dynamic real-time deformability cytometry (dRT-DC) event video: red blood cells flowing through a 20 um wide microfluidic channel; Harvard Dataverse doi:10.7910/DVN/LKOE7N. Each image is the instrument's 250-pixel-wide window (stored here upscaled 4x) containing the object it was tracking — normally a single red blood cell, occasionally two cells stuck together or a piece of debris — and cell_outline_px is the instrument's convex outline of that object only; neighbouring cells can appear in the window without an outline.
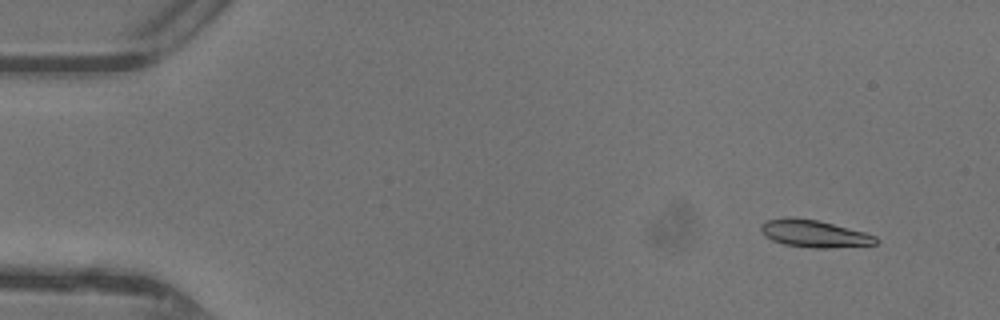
{"species": "common noctule bat (a hibernating species)", "species_latin": "Nyctalus noctula", "temperature_condition": "warm", "stored_images_in_passage": 44, "camera_frame_rate_fps": 3000, "um_per_image_px": 0.085, "animal": {"sex": "female"}, "frame": {"image": 1, "passage_image": 1, "time_ms": 0.0, "image_size_px": [1000, 320], "cell_outline_px": [[880, 240], [876, 244], [828, 248], [812, 248], [784, 244], [772, 240], [764, 236], [760, 228], [760, 224], [768, 220], [784, 216], [792, 216], [816, 220], [864, 232], [876, 236]], "centroid_in_image_um": [69.17, 19.85], "position_along_channel_um": 15.8, "area_um2": 18.32}}
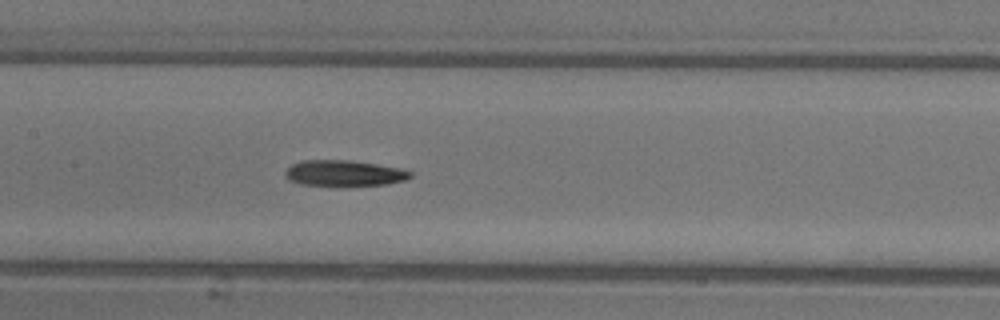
{"frame": {"image": 2, "passage_image": 20, "time_ms": 6.333, "image_size_px": [1000, 320], "cell_outline_px": [[412, 176], [404, 180], [388, 184], [336, 188], [300, 184], [284, 176], [284, 172], [292, 164], [304, 160], [352, 160], [404, 168], [412, 172]], "centroid_in_image_um": [29.28, 14.75], "position_along_channel_um": 178.1, "area_um2": 19.71}}
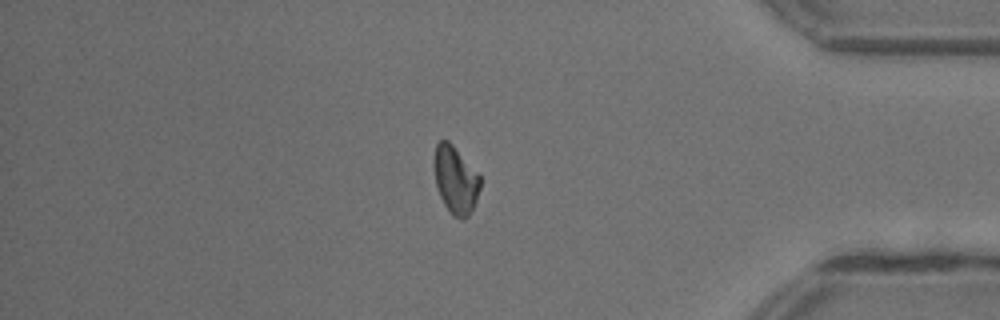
{"frame": {"image": 3, "passage_image": 37, "time_ms": 12.0, "image_size_px": [1000, 320], "cell_outline_px": [[480, 188], [476, 200], [468, 216], [464, 220], [452, 216], [444, 204], [440, 196], [436, 184], [432, 164], [436, 144], [440, 140], [448, 140], [452, 144], [480, 176]], "centroid_in_image_um": [38.69, 15.29], "position_along_channel_um": 396.5, "area_um2": 18.15}, "authors_computed_cell_mechanics": {"area_um2": 18.6405, "velocity_mm_per_s": 4.4074, "shape_relaxation_time_tau1_ms": 10.2925, "shape_relaxation_time_tau2_ms": 8.579, "deformation_change_tau1": 0.2808, "deformation_change_tau2": 0.1882}}